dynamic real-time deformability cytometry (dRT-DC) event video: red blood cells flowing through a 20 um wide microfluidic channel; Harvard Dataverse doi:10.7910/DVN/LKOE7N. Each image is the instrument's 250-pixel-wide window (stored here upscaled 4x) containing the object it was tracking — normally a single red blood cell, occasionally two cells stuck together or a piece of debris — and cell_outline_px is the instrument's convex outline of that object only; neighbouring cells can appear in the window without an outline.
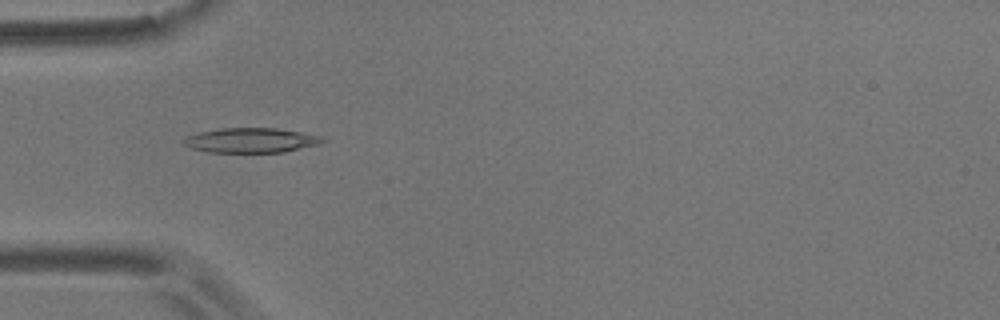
{"species": "common noctule bat (a hibernating species)", "species_latin": "Nyctalus noctula", "temperature_condition": "room temperature", "stored_images_in_passage": 9, "camera_frame_rate_fps": 3000, "um_per_image_px": 0.085, "animal": {"sex": "male", "body_mass_g": 17.9}, "frame": {"image": 1, "passage_image": 4, "time_ms": 4.333, "image_size_px": [1000, 320], "cell_outline_px": [[324, 140], [320, 144], [284, 152], [208, 152], [192, 148], [184, 144], [184, 140], [188, 136], [200, 132], [220, 128], [276, 128], [300, 132], [320, 136]], "centroid_in_image_um": [21.34, 11.93], "position_along_channel_um": 63.7, "area_um2": 19.77}}
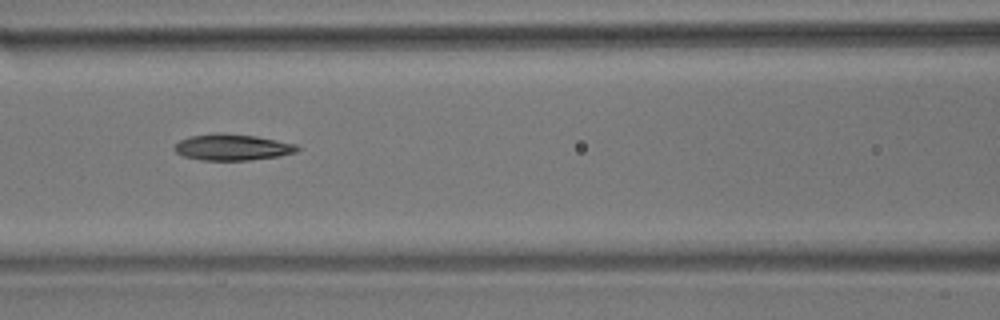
{"frame": {"image": 2, "passage_image": 6, "time_ms": 6.667, "image_size_px": [1000, 320], "cell_outline_px": [[300, 148], [296, 152], [280, 156], [248, 160], [200, 160], [184, 156], [176, 152], [172, 148], [180, 140], [188, 136], [212, 132], [224, 132], [256, 136], [296, 144]], "centroid_in_image_um": [19.71, 12.5], "position_along_channel_um": 146.9, "area_um2": 19.02}}
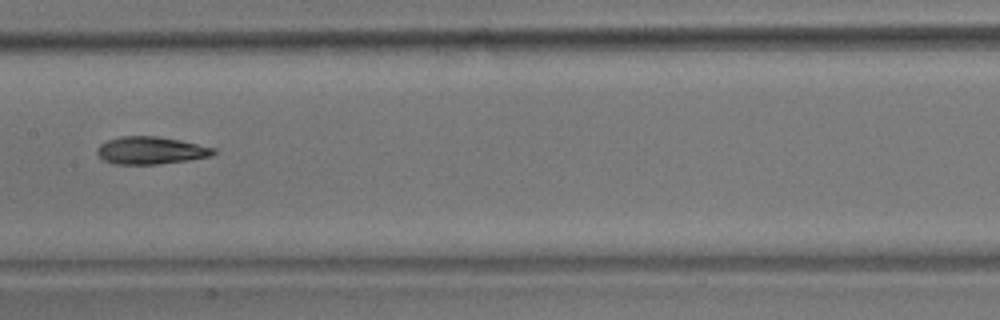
{"frame": {"image": 3, "passage_image": 7, "time_ms": 8.0, "image_size_px": [1000, 320], "cell_outline_px": [[216, 152], [212, 156], [188, 160], [156, 164], [116, 164], [104, 160], [96, 152], [96, 148], [100, 144], [108, 140], [120, 136], [156, 136], [180, 140], [216, 148]], "centroid_in_image_um": [12.82, 12.78], "position_along_channel_um": 194.6, "area_um2": 18.61}}